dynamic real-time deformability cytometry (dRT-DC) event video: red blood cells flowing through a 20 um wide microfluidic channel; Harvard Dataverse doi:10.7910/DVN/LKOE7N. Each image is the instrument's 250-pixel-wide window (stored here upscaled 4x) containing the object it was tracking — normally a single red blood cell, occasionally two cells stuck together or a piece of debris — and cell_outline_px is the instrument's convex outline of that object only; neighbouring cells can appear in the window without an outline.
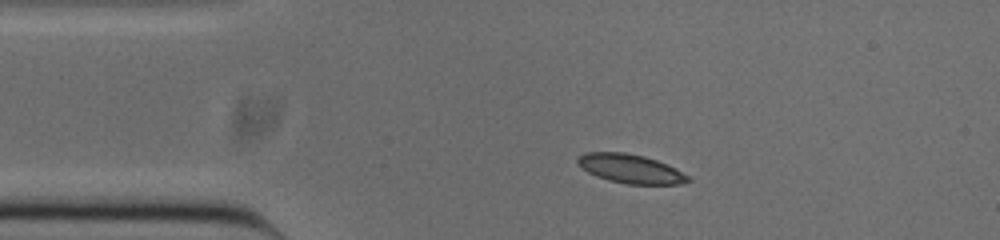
{"species": "common noctule bat (a hibernating species)", "species_latin": "Nyctalus noctula", "temperature_condition": "cold", "stored_images_in_passage": 44, "camera_frame_rate_fps": 3000, "um_per_image_px": 0.085, "animal": {"sex": "male", "body_mass_g": 20.0, "forearm_length_mm": 53.3}, "frame": {"image": 1, "passage_image": 1, "time_ms": 0.0, "image_size_px": [1000, 240], "cell_outline_px": [[692, 180], [680, 184], [628, 184], [608, 180], [596, 176], [588, 172], [576, 164], [576, 156], [584, 152], [624, 152], [644, 156], [656, 160], [676, 168], [688, 176]], "centroid_in_image_um": [53.54, 14.33], "position_along_channel_um": 31.5, "area_um2": 18.73}}
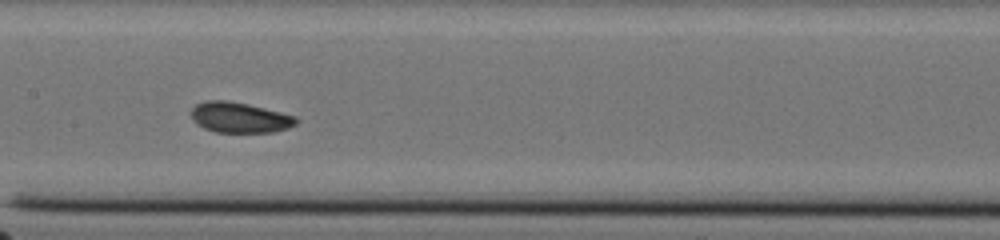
{"frame": {"image": 2, "passage_image": 16, "time_ms": 5.0, "image_size_px": [1000, 240], "cell_outline_px": [[300, 120], [296, 124], [288, 128], [272, 132], [216, 132], [204, 128], [196, 124], [192, 120], [192, 108], [196, 104], [208, 100], [228, 100], [248, 104], [296, 116]], "centroid_in_image_um": [20.38, 9.99], "position_along_channel_um": 187.0, "area_um2": 18.67}}
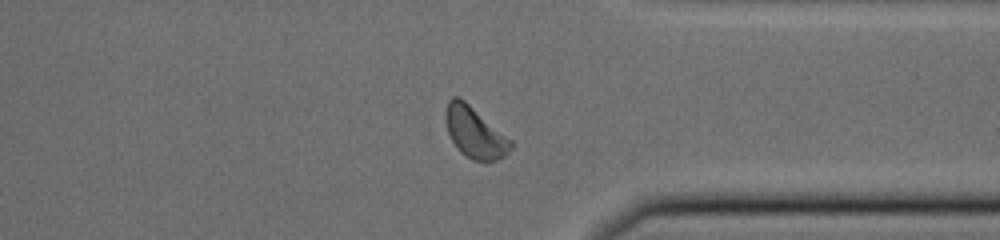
{"frame": {"image": 3, "passage_image": 31, "time_ms": 10.0, "image_size_px": [1000, 240], "cell_outline_px": [[512, 148], [504, 156], [488, 164], [472, 160], [464, 156], [456, 148], [448, 132], [444, 120], [444, 112], [448, 100], [452, 96], [460, 96], [512, 140]], "centroid_in_image_um": [40.34, 11.27], "position_along_channel_um": 371.1, "area_um2": 19.88}, "authors_computed_cell_mechanics": {"area_um2": 18.6983, "velocity_mm_per_s": 3.8054, "shape_relaxation_time_tau1_ms": 3.7665, "shape_relaxation_time_tau2_ms": 1.9079, "deformation_change_tau1": 0.1072, "deformation_change_tau2": 0.057}}